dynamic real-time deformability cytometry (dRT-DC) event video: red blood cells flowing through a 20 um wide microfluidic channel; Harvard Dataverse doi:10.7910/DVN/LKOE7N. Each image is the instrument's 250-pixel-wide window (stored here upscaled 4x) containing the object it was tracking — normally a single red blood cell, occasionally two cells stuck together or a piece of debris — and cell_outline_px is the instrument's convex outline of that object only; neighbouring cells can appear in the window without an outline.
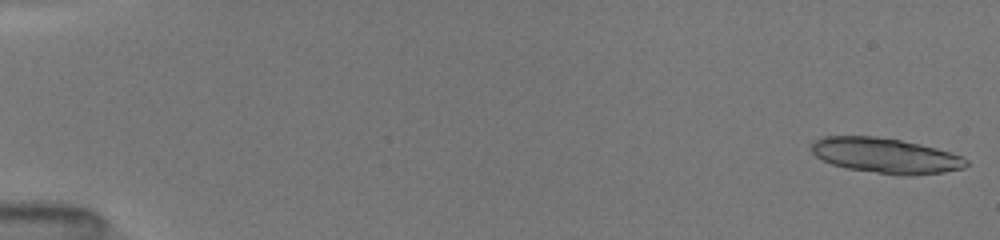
{"species": "common noctule bat (a hibernating species)", "species_latin": "Nyctalus noctula", "temperature_condition": "room temperature", "stored_images_in_passage": 57, "segment_of_instrument_passage": [1, 2], "camera_frame_rate_fps": 3000, "um_per_image_px": 0.085, "animal": {"sex": "female", "body_mass_g": 19.5, "forearm_length_mm": 54.1}, "frame": {"image": 1, "passage_image": 1, "time_ms": 0.0, "image_size_px": [1000, 240], "cell_outline_px": [[968, 164], [964, 168], [944, 172], [908, 176], [900, 176], [848, 168], [832, 164], [816, 156], [812, 152], [812, 144], [816, 140], [824, 136], [872, 136], [900, 140], [936, 148], [960, 156], [968, 160]], "centroid_in_image_um": [75.29, 13.23], "position_along_channel_um": 9.7, "area_um2": 31.44}}